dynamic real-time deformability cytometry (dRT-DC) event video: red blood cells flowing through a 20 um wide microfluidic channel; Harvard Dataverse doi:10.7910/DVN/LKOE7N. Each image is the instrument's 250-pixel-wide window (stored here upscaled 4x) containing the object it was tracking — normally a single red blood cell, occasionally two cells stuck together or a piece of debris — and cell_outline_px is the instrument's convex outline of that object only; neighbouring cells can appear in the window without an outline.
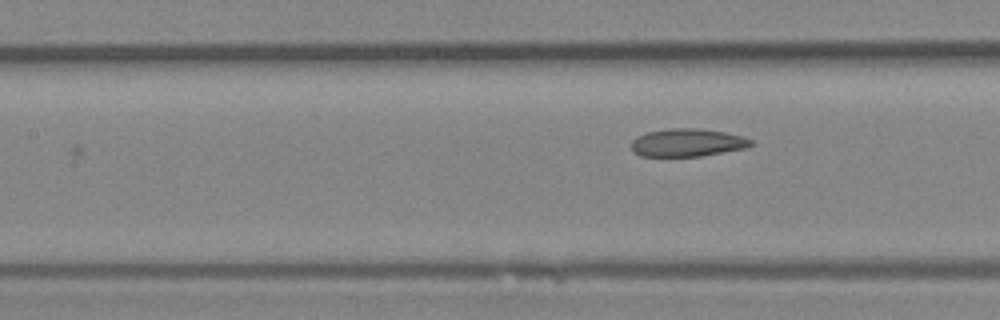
{"species": "Egyptian fruit bat (a non-hibernating species)", "species_latin": "Rousettus aegyptiacus", "temperature_condition": "room temperature", "stored_images_in_passage": 6, "camera_frame_rate_fps": 3000, "um_per_image_px": 0.085, "animal": {"sex": "female"}, "frame": {"image": 1, "passage_image": 6, "time_ms": 1.667, "image_size_px": [1000, 320], "cell_outline_px": [[752, 144], [748, 148], [700, 156], [640, 156], [632, 152], [632, 140], [636, 136], [648, 132], [668, 128], [700, 128], [724, 132], [744, 136], [752, 140]], "centroid_in_image_um": [58.43, 12.12], "position_along_channel_um": 149.0, "area_um2": 19.59}}